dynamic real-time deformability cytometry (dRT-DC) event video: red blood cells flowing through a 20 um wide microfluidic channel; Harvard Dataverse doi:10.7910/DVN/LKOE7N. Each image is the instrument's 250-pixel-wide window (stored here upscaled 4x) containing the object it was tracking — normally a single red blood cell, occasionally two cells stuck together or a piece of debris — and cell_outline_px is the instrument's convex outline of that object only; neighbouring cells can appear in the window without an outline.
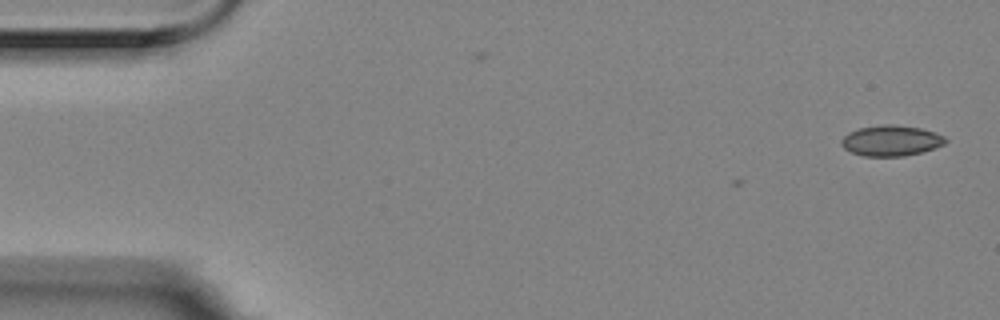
{"species": "Egyptian fruit bat (a non-hibernating species)", "species_latin": "Rousettus aegyptiacus", "temperature_condition": "room temperature", "stored_images_in_passage": 2, "camera_frame_rate_fps": 3000, "um_per_image_px": 0.085, "animal": {"sex": "female"}, "frame": {"image": 1, "passage_image": 2, "time_ms": 0.333, "image_size_px": [1000, 320], "cell_outline_px": [[948, 140], [944, 144], [920, 152], [904, 156], [864, 156], [852, 152], [844, 148], [840, 144], [840, 140], [848, 132], [860, 128], [884, 124], [892, 124], [920, 128], [944, 136]], "centroid_in_image_um": [75.7, 11.95], "position_along_channel_um": 9.3, "area_um2": 18.38}}